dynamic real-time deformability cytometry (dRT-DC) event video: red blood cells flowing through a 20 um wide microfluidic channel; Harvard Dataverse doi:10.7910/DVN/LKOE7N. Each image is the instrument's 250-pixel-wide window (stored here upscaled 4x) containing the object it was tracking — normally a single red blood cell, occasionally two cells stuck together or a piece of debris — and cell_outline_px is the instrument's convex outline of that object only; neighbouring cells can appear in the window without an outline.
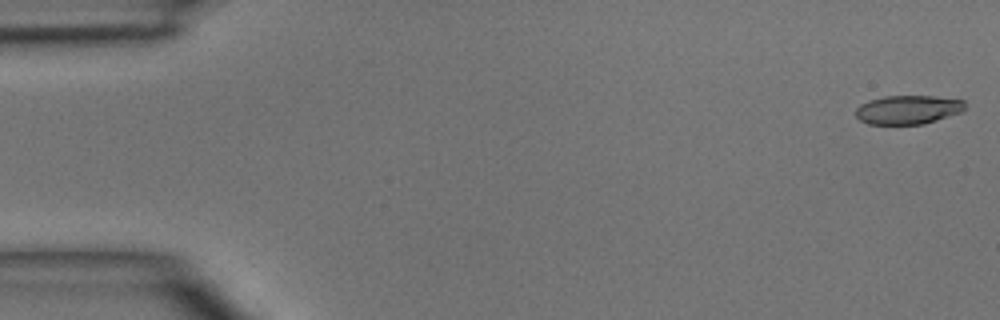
{"species": "common noctule bat (a hibernating species)", "species_latin": "Nyctalus noctula", "temperature_condition": "room temperature", "stored_images_in_passage": 7, "camera_frame_rate_fps": 3000, "um_per_image_px": 0.085, "animal": {"sex": "male", "body_mass_g": 15.6}, "frame": {"image": 1, "passage_image": 1, "time_ms": 0.0, "image_size_px": [1000, 320], "cell_outline_px": [[964, 108], [960, 112], [924, 124], [868, 124], [860, 120], [856, 116], [856, 108], [860, 104], [868, 100], [884, 96], [936, 96], [964, 100]], "centroid_in_image_um": [77.14, 9.32], "position_along_channel_um": 7.9, "area_um2": 18.32}}
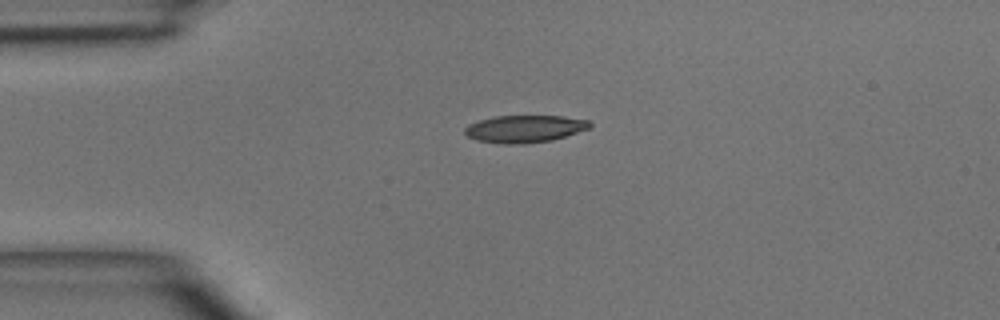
{"frame": {"image": 2, "passage_image": 4, "time_ms": 3.333, "image_size_px": [1000, 320], "cell_outline_px": [[592, 124], [588, 128], [552, 140], [524, 144], [504, 144], [476, 140], [468, 136], [464, 132], [464, 128], [468, 124], [480, 120], [496, 116], [560, 116], [588, 120]], "centroid_in_image_um": [44.55, 10.95], "position_along_channel_um": 40.5, "area_um2": 19.71}}